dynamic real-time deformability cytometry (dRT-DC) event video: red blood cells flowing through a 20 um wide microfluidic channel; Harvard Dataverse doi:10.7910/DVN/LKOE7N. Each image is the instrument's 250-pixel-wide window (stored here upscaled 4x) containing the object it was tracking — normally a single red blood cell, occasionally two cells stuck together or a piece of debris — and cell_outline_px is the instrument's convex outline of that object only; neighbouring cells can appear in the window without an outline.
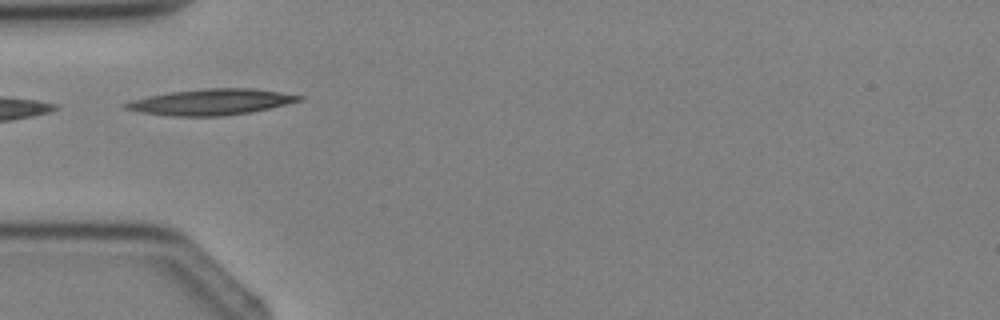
{"species": "Egyptian fruit bat (a non-hibernating species)", "species_latin": "Rousettus aegyptiacus", "temperature_condition": "cold", "stored_images_in_passage": 1, "camera_frame_rate_fps": 3000, "um_per_image_px": 0.085, "animal": {"sex": "female"}, "frame": {"image": 1, "passage_image": 1, "time_ms": 0.0, "image_size_px": [1000, 320], "cell_outline_px": [[304, 100], [252, 112], [224, 116], [172, 116], [140, 112], [124, 108], [120, 104], [132, 100], [148, 96], [168, 92], [204, 88], [252, 88], [280, 92], [304, 96]], "centroid_in_image_um": [17.94, 8.67], "position_along_channel_um": 67.1, "area_um2": 26.41}}